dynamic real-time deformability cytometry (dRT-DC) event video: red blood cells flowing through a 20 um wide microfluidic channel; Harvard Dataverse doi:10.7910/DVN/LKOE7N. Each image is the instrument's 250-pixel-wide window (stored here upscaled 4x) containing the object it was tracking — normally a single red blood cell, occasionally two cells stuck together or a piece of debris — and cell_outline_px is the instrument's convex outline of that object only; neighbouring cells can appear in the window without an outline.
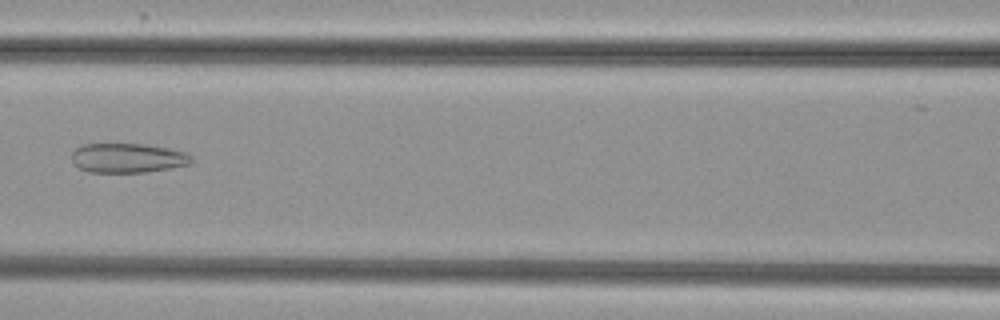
{"species": "common noctule bat (a hibernating species)", "species_latin": "Nyctalus noctula", "temperature_condition": "cold", "stored_images_in_passage": 5, "camera_frame_rate_fps": 3000, "um_per_image_px": 0.085, "animal": {"sex": "female", "body_mass_g": 29.2, "forearm_length_mm": 56.3}, "frame": {"image": 1, "passage_image": 5, "time_ms": 4.667, "image_size_px": [1000, 320], "cell_outline_px": [[192, 160], [188, 164], [172, 168], [144, 172], [88, 172], [76, 168], [72, 164], [72, 152], [76, 148], [84, 144], [144, 144], [168, 148], [188, 152], [192, 156]], "centroid_in_image_um": [10.83, 13.43], "position_along_channel_um": 155.8, "area_um2": 20.75}}